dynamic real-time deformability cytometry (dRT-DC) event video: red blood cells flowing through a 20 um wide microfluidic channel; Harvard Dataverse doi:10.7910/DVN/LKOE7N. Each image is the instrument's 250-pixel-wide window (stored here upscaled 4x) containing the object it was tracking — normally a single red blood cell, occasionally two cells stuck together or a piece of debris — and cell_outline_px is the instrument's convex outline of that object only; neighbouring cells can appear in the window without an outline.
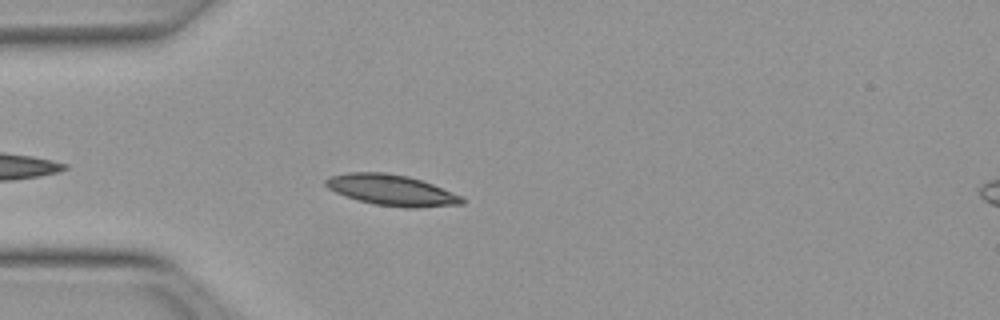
{"species": "Egyptian fruit bat (a non-hibernating species)", "species_latin": "Rousettus aegyptiacus", "temperature_condition": "warm", "stored_images_in_passage": 31, "camera_frame_rate_fps": 3000, "um_per_image_px": 0.085, "animal": {"sex": "female"}, "frame": {"image": 1, "passage_image": 4, "time_ms": 1.0, "image_size_px": [1000, 320], "cell_outline_px": [[464, 204], [416, 208], [404, 208], [372, 204], [356, 200], [336, 192], [328, 188], [324, 184], [324, 180], [328, 176], [348, 172], [388, 172], [408, 176], [432, 184], [460, 196], [464, 200]], "centroid_in_image_um": [33.23, 16.16], "position_along_channel_um": 51.8, "area_um2": 24.62}}
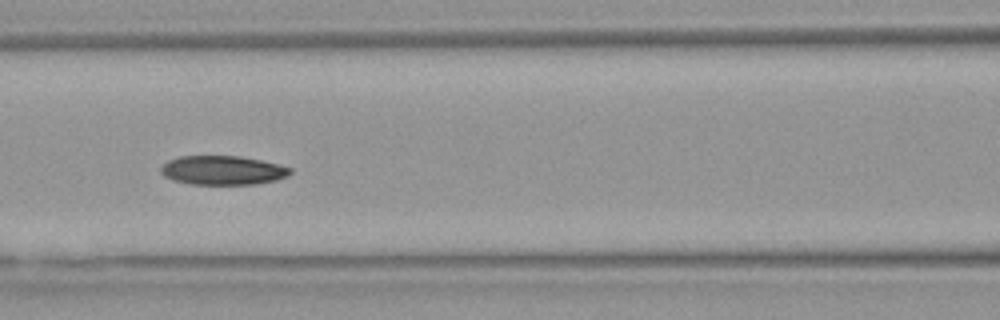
{"frame": {"image": 2, "passage_image": 12, "time_ms": 3.667, "image_size_px": [1000, 320], "cell_outline_px": [[292, 172], [288, 176], [276, 180], [256, 184], [192, 184], [176, 180], [164, 176], [160, 172], [160, 168], [168, 160], [180, 156], [240, 156], [260, 160], [292, 168]], "centroid_in_image_um": [18.94, 14.47], "position_along_channel_um": 147.7, "area_um2": 21.79}}
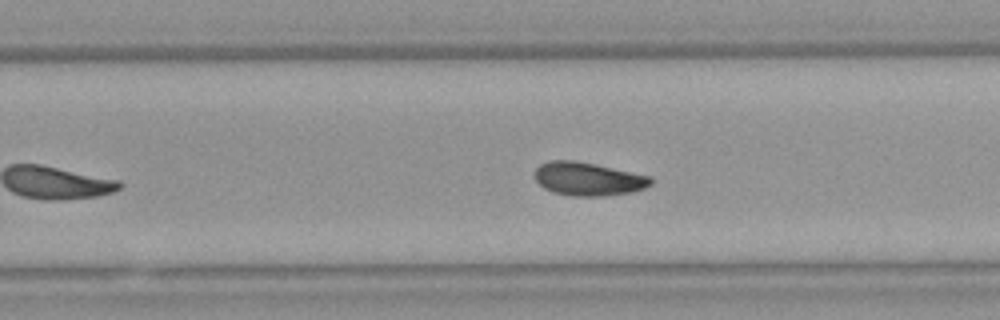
{"frame": {"image": 3, "passage_image": 22, "time_ms": 7.0, "image_size_px": [1000, 320], "cell_outline_px": [[652, 184], [644, 188], [632, 192], [604, 196], [572, 196], [552, 192], [544, 188], [532, 176], [532, 172], [540, 164], [548, 160], [576, 160], [596, 164], [652, 176]], "centroid_in_image_um": [49.96, 15.2], "position_along_channel_um": 279.8, "area_um2": 22.95}, "authors_computed_cell_mechanics": {"area_um2": 22.6576, "velocity_mm_per_s": 3.9828, "shape_relaxation_time_tau1_ms": 8.7219, "shape_relaxation_time_tau2_ms": 9.2631, "deformation_change_tau1": 0.1742, "deformation_change_tau2": 0.1531}}